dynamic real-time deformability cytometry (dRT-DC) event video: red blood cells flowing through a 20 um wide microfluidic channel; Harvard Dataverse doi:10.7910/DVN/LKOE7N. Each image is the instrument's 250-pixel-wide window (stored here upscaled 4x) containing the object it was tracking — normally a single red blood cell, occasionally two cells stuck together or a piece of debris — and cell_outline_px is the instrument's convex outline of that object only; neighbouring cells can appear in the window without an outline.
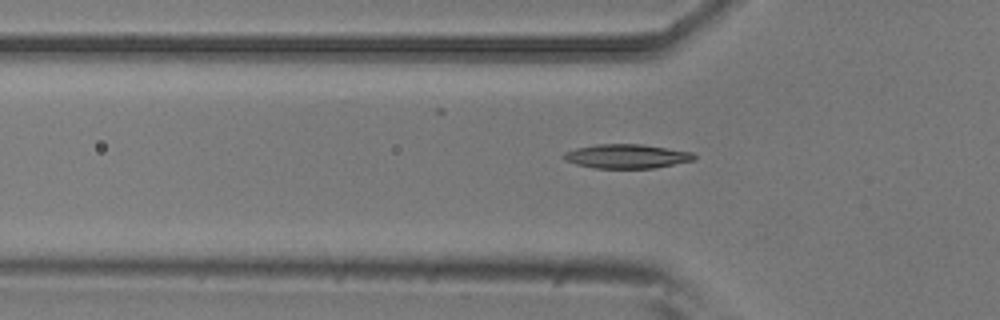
{"species": "common noctule bat (a hibernating species)", "species_latin": "Nyctalus noctula", "temperature_condition": "room temperature", "stored_images_in_passage": 6, "camera_frame_rate_fps": 3000, "um_per_image_px": 0.085, "animal": {"sex": "male", "body_mass_g": 20.5, "forearm_length_mm": 52.5}, "frame": {"image": 1, "passage_image": 6, "time_ms": 1.667, "image_size_px": [1000, 320], "cell_outline_px": [[696, 160], [656, 168], [592, 168], [576, 164], [564, 160], [560, 156], [564, 152], [576, 148], [596, 144], [640, 144], [692, 152], [696, 156]], "centroid_in_image_um": [53.25, 13.29], "position_along_channel_um": 72.6, "area_um2": 18.5}}